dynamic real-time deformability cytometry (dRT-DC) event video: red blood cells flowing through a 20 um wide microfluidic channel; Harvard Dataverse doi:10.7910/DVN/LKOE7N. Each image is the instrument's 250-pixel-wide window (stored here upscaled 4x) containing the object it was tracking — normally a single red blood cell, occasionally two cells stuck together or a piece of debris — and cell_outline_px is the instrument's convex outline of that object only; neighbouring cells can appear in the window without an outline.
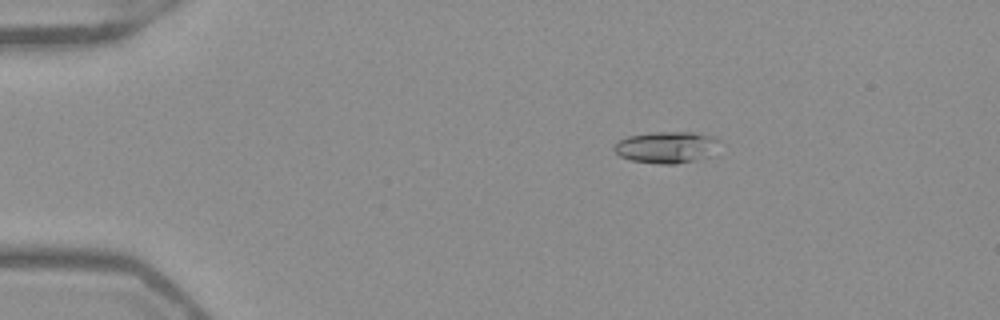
{"species": "Egyptian fruit bat (a non-hibernating species)", "species_latin": "Rousettus aegyptiacus", "temperature_condition": "warm", "stored_images_in_passage": 53, "camera_frame_rate_fps": 3000, "um_per_image_px": 0.085, "frame": {"image": 1, "passage_image": 10, "time_ms": 3.0, "image_size_px": [1000, 320], "cell_outline_px": [[720, 140], [716, 156], [676, 164], [656, 164], [632, 160], [620, 156], [612, 148], [616, 140], [628, 136], [652, 132], [692, 132], [716, 136]], "centroid_in_image_um": [56.72, 12.52], "position_along_channel_um": 28.3, "area_um2": 20.06}}
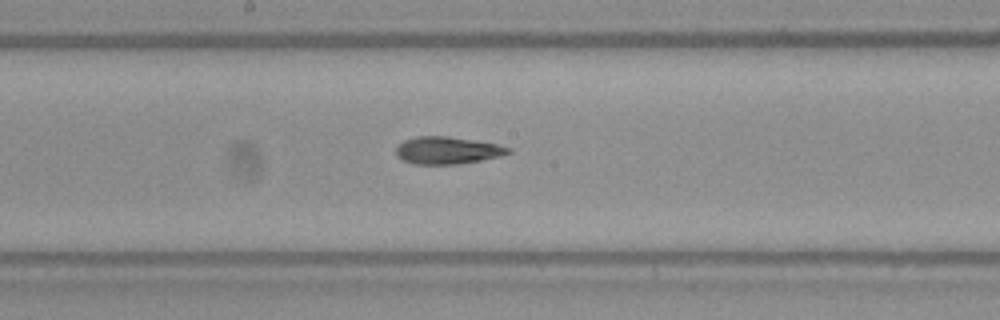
{"frame": {"image": 2, "passage_image": 29, "time_ms": 9.333, "image_size_px": [1000, 320], "cell_outline_px": [[512, 152], [500, 156], [460, 164], [412, 164], [396, 156], [396, 148], [404, 140], [416, 136], [448, 136], [496, 144], [512, 148]], "centroid_in_image_um": [38.02, 12.78], "position_along_channel_um": 210.2, "area_um2": 17.8}}
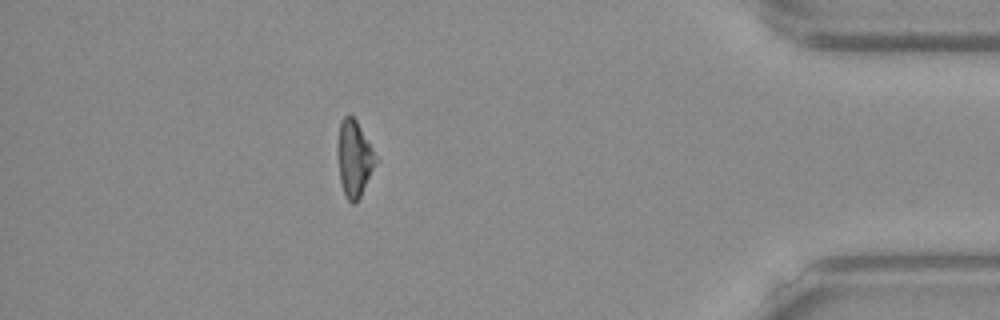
{"frame": {"image": 3, "passage_image": 47, "time_ms": 15.333, "image_size_px": [1000, 320], "cell_outline_px": [[380, 160], [360, 196], [352, 204], [344, 196], [340, 180], [336, 148], [336, 144], [340, 124], [344, 116], [352, 116], [356, 120]], "centroid_in_image_um": [30.12, 13.48], "position_along_channel_um": 405.1, "area_um2": 17.28}, "authors_computed_cell_mechanics": {"area_um2": 18.1492, "velocity_mm_per_s": 3.9529, "shape_relaxation_time_tau1_ms": 6.1041, "shape_relaxation_time_tau2_ms": 3.794, "deformation_change_tau1": 0.183, "deformation_change_tau2": 0.1409}}